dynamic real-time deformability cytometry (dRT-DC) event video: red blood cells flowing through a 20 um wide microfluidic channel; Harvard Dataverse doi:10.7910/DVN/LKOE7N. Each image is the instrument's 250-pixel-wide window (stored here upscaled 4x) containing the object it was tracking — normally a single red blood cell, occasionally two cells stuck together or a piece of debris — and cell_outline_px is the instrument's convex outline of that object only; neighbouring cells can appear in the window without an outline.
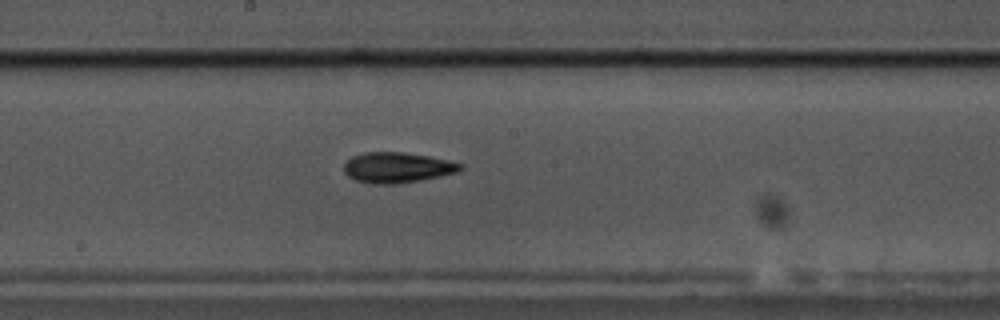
{"species": "common noctule bat (a hibernating species)", "species_latin": "Nyctalus noctula", "temperature_condition": "cold", "stored_images_in_passage": 54, "camera_frame_rate_fps": 3000, "um_per_image_px": 0.085, "animal": {"sex": "male", "body_mass_g": 17.5, "forearm_length_mm": 52.3}, "frame": {"image": 1, "passage_image": 26, "time_ms": 8.333, "image_size_px": [1000, 320], "cell_outline_px": [[464, 168], [456, 172], [440, 176], [420, 180], [396, 184], [372, 184], [356, 180], [348, 176], [344, 172], [344, 164], [352, 156], [364, 152], [404, 152], [428, 156], [448, 160], [464, 164]], "centroid_in_image_um": [33.76, 14.24], "position_along_channel_um": 214.4, "area_um2": 20.69}}
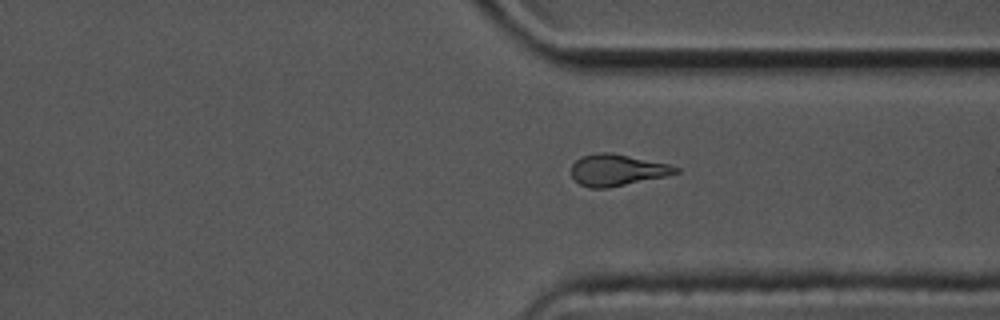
{"frame": {"image": 2, "passage_image": 39, "time_ms": 12.667, "image_size_px": [1000, 320], "cell_outline_px": [[680, 172], [668, 176], [608, 188], [588, 188], [580, 184], [572, 176], [572, 164], [576, 160], [584, 156], [600, 152], [612, 152], [668, 164], [680, 168]], "centroid_in_image_um": [52.49, 14.46], "position_along_channel_um": 358.9, "area_um2": 19.19}}
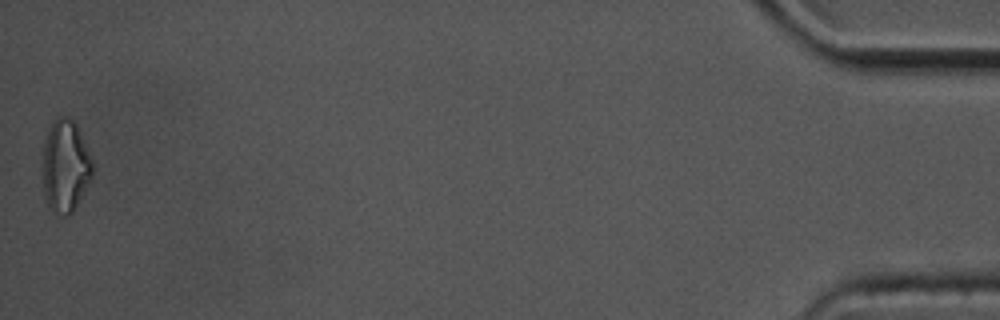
{"frame": {"image": 3, "passage_image": 54, "time_ms": 17.667, "image_size_px": [1000, 320], "cell_outline_px": [[92, 176], [84, 192], [72, 212], [64, 216], [56, 216], [48, 208], [44, 196], [44, 140], [56, 116], [68, 116], [76, 124], [92, 160]], "centroid_in_image_um": [5.55, 14.15], "position_along_channel_um": 429.7, "area_um2": 26.59}, "authors_computed_cell_mechanics": {"area_um2": 19.7965, "velocity_mm_per_s": 3.328, "shape_relaxation_time_tau1_ms": 3.4878, "shape_relaxation_time_tau2_ms": 7.5146, "deformation_change_tau1": 0.1321, "deformation_change_tau2": 0.1734}}